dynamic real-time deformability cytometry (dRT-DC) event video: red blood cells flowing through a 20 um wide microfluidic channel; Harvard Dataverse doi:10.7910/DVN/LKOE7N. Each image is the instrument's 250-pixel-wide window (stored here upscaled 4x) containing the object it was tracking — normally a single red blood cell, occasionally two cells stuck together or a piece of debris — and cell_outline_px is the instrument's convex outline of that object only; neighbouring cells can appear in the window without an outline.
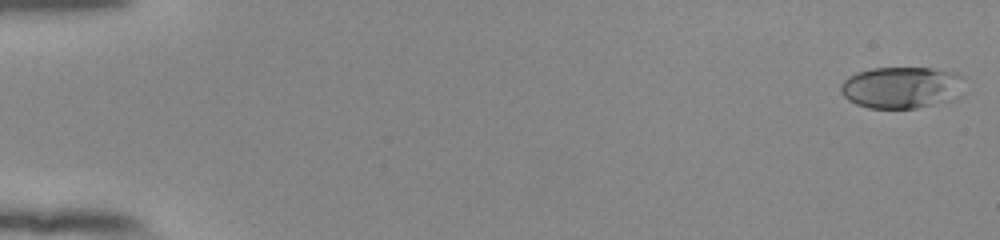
{"species": "human", "species_latin": "Homo sapiens", "temperature_condition": "room temperature", "stored_images_in_passage": 54, "camera_frame_rate_fps": 3000, "um_per_image_px": 0.085, "donor": {"sex": "female"}, "frame": {"image": 1, "passage_image": 1, "time_ms": 0.0, "image_size_px": [1000, 240], "cell_outline_px": [[964, 76], [948, 96], [932, 104], [916, 108], [868, 108], [856, 104], [848, 100], [840, 92], [840, 84], [848, 76], [856, 72], [872, 68], [932, 68], [960, 72]], "centroid_in_image_um": [76.44, 7.4], "position_along_channel_um": 8.6, "area_um2": 29.07}}
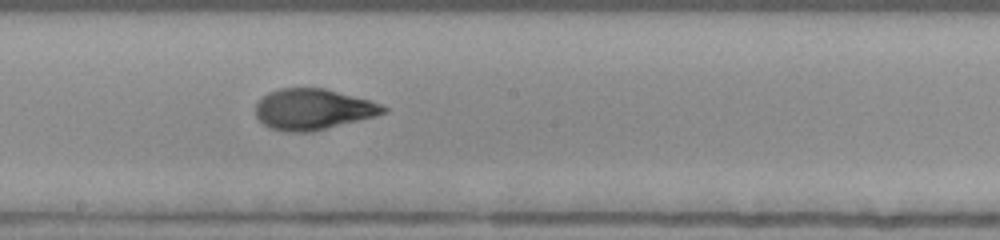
{"frame": {"image": 2, "passage_image": 31, "time_ms": 10.0, "image_size_px": [1000, 240], "cell_outline_px": [[388, 112], [376, 116], [312, 132], [284, 132], [268, 128], [256, 116], [256, 104], [268, 92], [280, 88], [324, 88], [368, 100], [380, 104], [388, 108]], "centroid_in_image_um": [26.6, 9.3], "position_along_channel_um": 221.6, "area_um2": 30.4}}
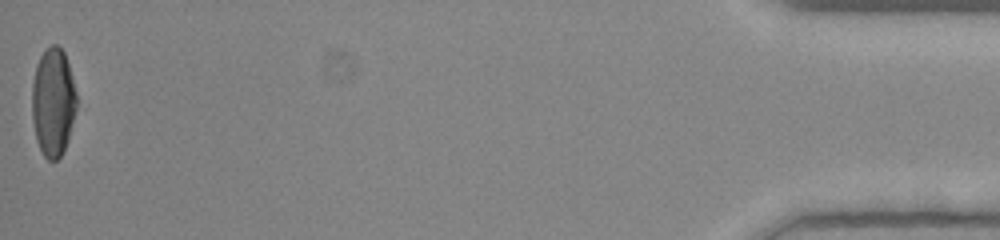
{"frame": {"image": 3, "passage_image": 54, "time_ms": 17.667, "image_size_px": [1000, 240], "cell_outline_px": [[76, 108], [68, 140], [64, 152], [56, 160], [48, 160], [44, 156], [36, 140], [32, 120], [32, 84], [36, 64], [44, 48], [52, 44], [56, 44], [64, 52], [72, 76], [76, 92]], "centroid_in_image_um": [4.5, 8.67], "position_along_channel_um": 430.7, "area_um2": 28.32}, "authors_computed_cell_mechanics": {"area_um2": 29.767, "velocity_mm_per_s": 3.8919, "shape_relaxation_time_tau1_ms": 5.8122, "shape_relaxation_time_tau2_ms": 0.9708, "deformation_change_tau1": 0.2365, "deformation_change_tau2": 0.0696}}